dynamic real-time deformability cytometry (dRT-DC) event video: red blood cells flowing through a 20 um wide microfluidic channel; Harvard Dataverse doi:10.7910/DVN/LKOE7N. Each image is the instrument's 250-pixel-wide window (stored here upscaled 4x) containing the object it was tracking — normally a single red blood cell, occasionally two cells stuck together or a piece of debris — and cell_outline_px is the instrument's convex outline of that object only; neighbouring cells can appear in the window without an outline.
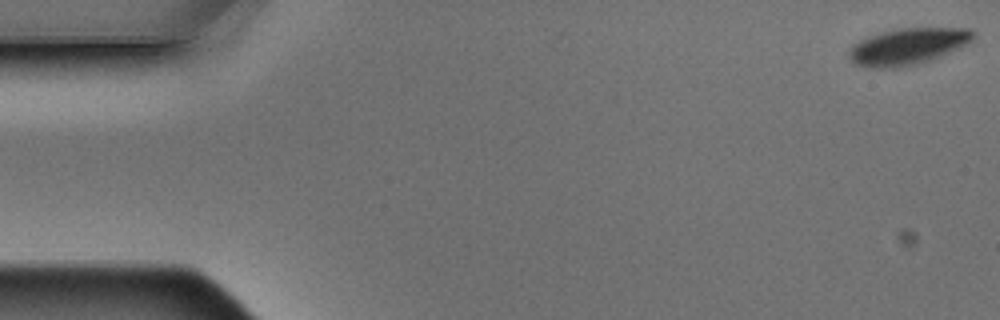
{"species": "Egyptian fruit bat (a non-hibernating species)", "species_latin": "Rousettus aegyptiacus", "temperature_condition": "warm", "stored_images_in_passage": 5, "camera_frame_rate_fps": 3000, "um_per_image_px": 0.085, "animal": {"sex": "male"}, "frame": {"image": 1, "passage_image": 1, "time_ms": 0.0, "image_size_px": [1000, 320], "cell_outline_px": [[976, 32], [972, 40], [940, 56], [916, 64], [900, 68], [868, 68], [856, 64], [848, 56], [848, 52], [852, 44], [868, 36], [880, 32], [900, 28], [968, 28]], "centroid_in_image_um": [77.1, 3.94], "position_along_channel_um": 7.9, "area_um2": 26.3}}
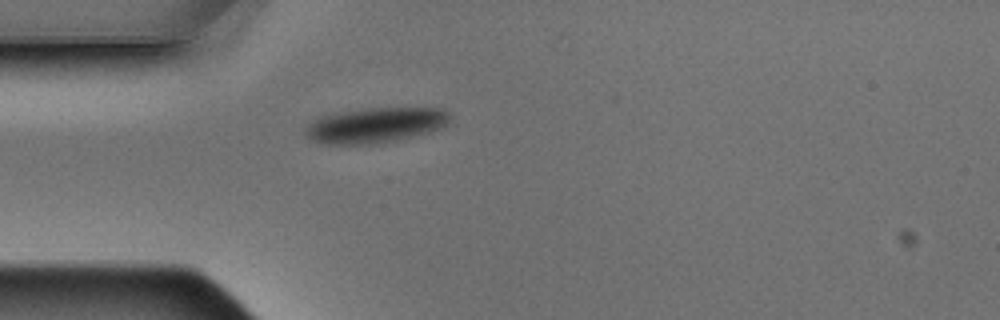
{"frame": {"image": 2, "passage_image": 5, "time_ms": 1.333, "image_size_px": [1000, 320], "cell_outline_px": [[452, 120], [444, 128], [396, 140], [372, 144], [324, 144], [308, 140], [304, 136], [304, 128], [312, 120], [320, 116], [332, 112], [368, 108], [440, 108], [448, 112], [452, 116]], "centroid_in_image_um": [31.87, 10.63], "position_along_channel_um": 53.1, "area_um2": 30.29}}